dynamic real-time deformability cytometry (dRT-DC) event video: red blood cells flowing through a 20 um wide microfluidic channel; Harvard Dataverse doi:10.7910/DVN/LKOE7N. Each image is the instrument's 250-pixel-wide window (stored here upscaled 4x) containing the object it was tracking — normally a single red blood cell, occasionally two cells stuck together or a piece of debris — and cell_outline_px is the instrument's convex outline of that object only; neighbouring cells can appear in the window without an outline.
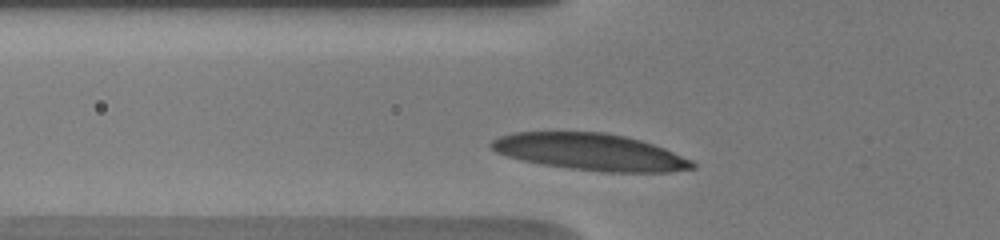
{"species": "human", "species_latin": "Homo sapiens", "temperature_condition": "warm", "stored_images_in_passage": 11, "camera_frame_rate_fps": 3000, "um_per_image_px": 0.085, "donor": {"sex": "male"}, "frame": {"image": 1, "passage_image": 3, "time_ms": 1.333, "image_size_px": [1000, 240], "cell_outline_px": [[696, 168], [668, 172], [604, 172], [572, 168], [544, 164], [520, 160], [496, 152], [488, 144], [492, 140], [500, 136], [512, 132], [604, 132], [624, 136], [640, 140], [664, 148], [692, 160], [696, 164]], "centroid_in_image_um": [50.18, 12.91], "position_along_channel_um": 75.6, "area_um2": 42.95}}
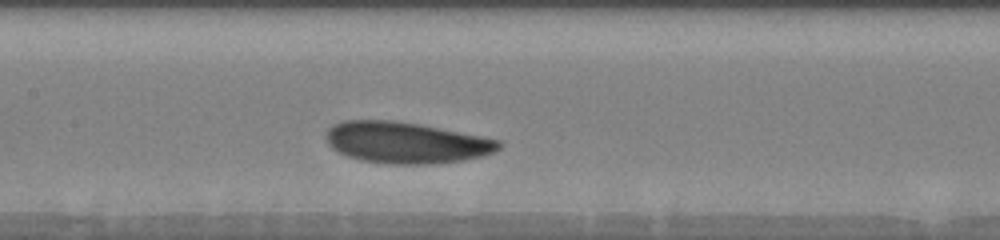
{"frame": {"image": 2, "passage_image": 8, "time_ms": 4.0, "image_size_px": [1000, 240], "cell_outline_px": [[500, 148], [496, 152], [464, 160], [432, 164], [388, 164], [360, 160], [348, 156], [332, 148], [328, 144], [328, 128], [332, 124], [344, 120], [392, 120], [420, 124], [500, 140]], "centroid_in_image_um": [34.51, 12.12], "position_along_channel_um": 172.9, "area_um2": 41.44}}
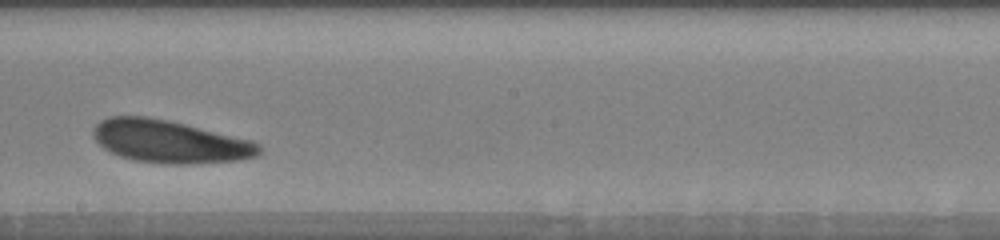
{"frame": {"image": 3, "passage_image": 10, "time_ms": 5.667, "image_size_px": [1000, 240], "cell_outline_px": [[264, 148], [256, 156], [236, 160], [188, 164], [168, 164], [132, 160], [120, 156], [104, 148], [92, 136], [92, 128], [100, 120], [108, 116], [148, 116], [168, 120], [252, 140], [260, 144]], "centroid_in_image_um": [14.41, 12.02], "position_along_channel_um": 233.8, "area_um2": 41.33}}